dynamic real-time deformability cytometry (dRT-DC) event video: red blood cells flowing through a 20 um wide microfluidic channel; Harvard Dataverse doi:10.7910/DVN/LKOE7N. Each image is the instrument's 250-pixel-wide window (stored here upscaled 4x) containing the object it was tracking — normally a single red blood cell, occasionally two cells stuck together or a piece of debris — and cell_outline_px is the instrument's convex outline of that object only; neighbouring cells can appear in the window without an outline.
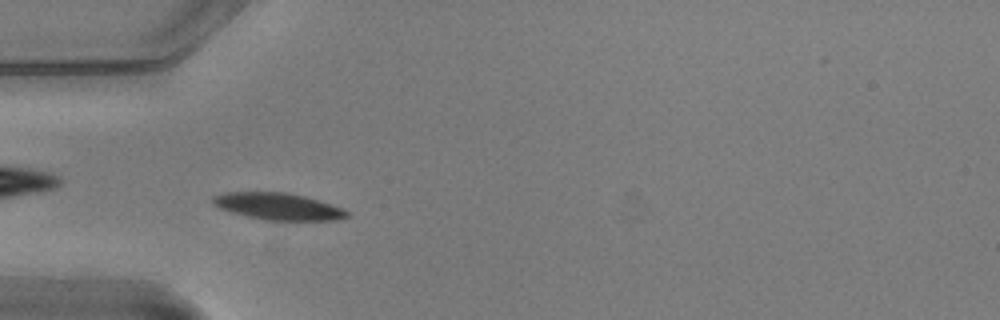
{"species": "common noctule bat (a hibernating species)", "species_latin": "Nyctalus noctula", "temperature_condition": "warm", "stored_images_in_passage": 50, "camera_frame_rate_fps": 3000, "um_per_image_px": 0.085, "animal": {"sex": "male", "body_mass_g": 20.5, "forearm_length_mm": 52.5}, "frame": {"image": 1, "passage_image": 12, "time_ms": 3.667, "image_size_px": [1000, 320], "cell_outline_px": [[348, 216], [336, 220], [264, 220], [232, 212], [220, 208], [212, 204], [212, 196], [224, 192], [288, 192], [304, 196], [332, 204], [344, 208], [348, 212]], "centroid_in_image_um": [23.63, 17.53], "position_along_channel_um": 61.4, "area_um2": 20.98}}
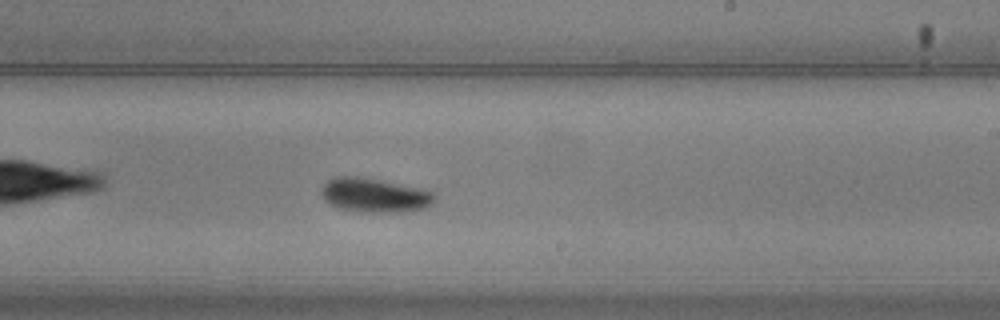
{"frame": {"image": 2, "passage_image": 28, "time_ms": 9.0, "image_size_px": [1000, 320], "cell_outline_px": [[436, 196], [432, 204], [424, 208], [400, 212], [368, 212], [340, 208], [324, 200], [320, 192], [320, 188], [332, 176], [360, 176], [424, 188], [432, 192]], "centroid_in_image_um": [31.83, 16.57], "position_along_channel_um": 257.2, "area_um2": 22.72}}
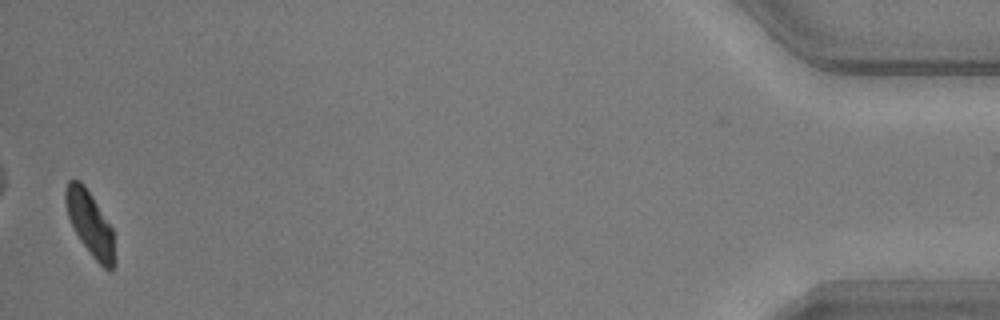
{"frame": {"image": 3, "passage_image": 49, "time_ms": 16.0, "image_size_px": [1000, 320], "cell_outline_px": [[116, 264], [108, 272], [92, 256], [80, 240], [68, 216], [64, 200], [64, 192], [68, 180], [80, 180], [84, 184], [92, 196], [112, 228], [116, 260]], "centroid_in_image_um": [7.66, 19.02], "position_along_channel_um": 427.5, "area_um2": 18.38}, "authors_computed_cell_mechanics": {"area_um2": 20.4323, "velocity_mm_per_s": 3.7093, "shape_relaxation_time_tau1_ms": 2.186, "shape_relaxation_time_tau2_ms": 4.4292, "deformation_change_tau1": 0.1046, "deformation_change_tau2": 0.0782}}